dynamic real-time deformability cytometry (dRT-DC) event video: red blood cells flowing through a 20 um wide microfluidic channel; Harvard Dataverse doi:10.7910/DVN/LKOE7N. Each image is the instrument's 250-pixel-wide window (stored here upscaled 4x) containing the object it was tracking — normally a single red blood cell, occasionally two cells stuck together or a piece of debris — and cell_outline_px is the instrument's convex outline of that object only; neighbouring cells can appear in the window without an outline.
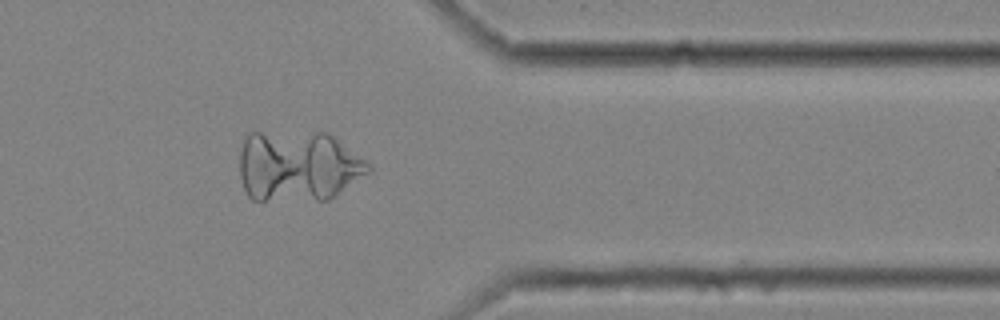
{"species": "common noctule bat (a hibernating species)", "species_latin": "Nyctalus noctula", "temperature_condition": "cold", "stored_images_in_passage": 55, "camera_frame_rate_fps": 3000, "um_per_image_px": 0.085, "animal": {"sex": "female", "body_mass_g": 25.1}, "frame": {"image": 1, "passage_image": 47, "time_ms": 15.333, "image_size_px": [1000, 320], "cell_outline_px": [[372, 172], [328, 200], [252, 200], [248, 196], [244, 188], [240, 176], [240, 152], [244, 140], [248, 132], [324, 132], [332, 136], [364, 160], [372, 168]], "centroid_in_image_um": [25.32, 14.13], "position_along_channel_um": 386.1, "area_um2": 53.41}}